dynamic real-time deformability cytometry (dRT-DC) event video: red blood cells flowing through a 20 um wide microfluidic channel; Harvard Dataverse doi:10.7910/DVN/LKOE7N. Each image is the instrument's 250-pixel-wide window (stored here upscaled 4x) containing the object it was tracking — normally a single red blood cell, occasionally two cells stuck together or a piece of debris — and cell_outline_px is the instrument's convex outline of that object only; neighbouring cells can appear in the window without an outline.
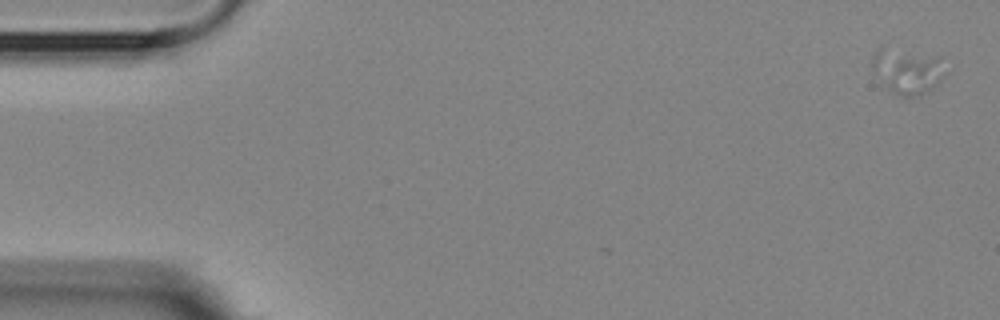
{"species": "Egyptian fruit bat (a non-hibernating species)", "species_latin": "Rousettus aegyptiacus", "temperature_condition": "room temperature", "stored_images_in_passage": 4, "camera_frame_rate_fps": 3000, "um_per_image_px": 0.085, "animal": {"sex": "female"}, "frame": {"image": 1, "passage_image": 2, "time_ms": 1.0, "image_size_px": [1000, 320], "cell_outline_px": [[944, 72], [940, 80], [932, 88], [920, 96], [900, 96], [892, 92], [888, 88], [872, 68], [872, 56], [884, 44], [940, 56]], "centroid_in_image_um": [77.11, 5.96], "position_along_channel_um": 7.9, "area_um2": 19.54}}